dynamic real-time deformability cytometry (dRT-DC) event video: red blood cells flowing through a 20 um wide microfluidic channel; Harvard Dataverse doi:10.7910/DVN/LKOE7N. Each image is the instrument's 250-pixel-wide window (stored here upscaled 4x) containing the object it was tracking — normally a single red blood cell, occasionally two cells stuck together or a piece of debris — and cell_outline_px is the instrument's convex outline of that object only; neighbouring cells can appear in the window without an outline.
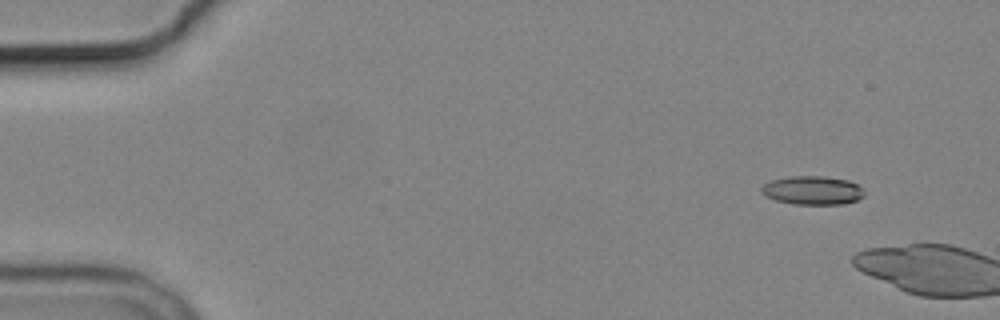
{"species": "common noctule bat (a hibernating species)", "species_latin": "Nyctalus noctula", "temperature_condition": "cold", "stored_images_in_passage": 5, "camera_frame_rate_fps": 3000, "um_per_image_px": 0.085, "animal": {"sex": "male", "body_mass_g": 19.2, "forearm_length_mm": 51.8}, "frame": {"image": 1, "passage_image": 1, "time_ms": 0.0, "image_size_px": [1000, 320], "cell_outline_px": [[864, 196], [856, 200], [844, 204], [796, 204], [776, 200], [764, 196], [760, 192], [760, 188], [764, 184], [772, 180], [788, 176], [824, 176], [848, 180], [864, 188]], "centroid_in_image_um": [69.06, 16.17], "position_along_channel_um": 15.9, "area_um2": 17.28}}